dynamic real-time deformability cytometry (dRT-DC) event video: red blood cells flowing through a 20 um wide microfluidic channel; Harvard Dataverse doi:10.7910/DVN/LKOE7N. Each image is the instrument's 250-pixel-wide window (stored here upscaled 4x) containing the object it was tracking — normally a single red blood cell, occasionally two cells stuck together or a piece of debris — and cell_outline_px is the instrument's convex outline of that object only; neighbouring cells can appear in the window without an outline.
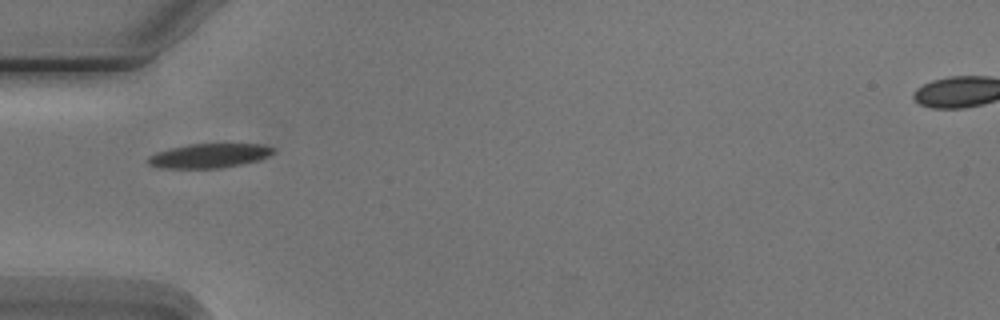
{"species": "Egyptian fruit bat (a non-hibernating species)", "species_latin": "Rousettus aegyptiacus", "temperature_condition": "cold", "stored_images_in_passage": 3, "camera_frame_rate_fps": 3000, "um_per_image_px": 0.085, "animal": {"sex": "male"}, "frame": {"image": 1, "passage_image": 1, "time_ms": 0.0, "image_size_px": [1000, 320], "cell_outline_px": [[276, 152], [260, 160], [220, 168], [160, 168], [148, 164], [144, 160], [148, 156], [156, 152], [168, 148], [188, 144], [264, 144], [276, 148]], "centroid_in_image_um": [17.76, 13.23], "position_along_channel_um": 67.2, "area_um2": 18.03}}
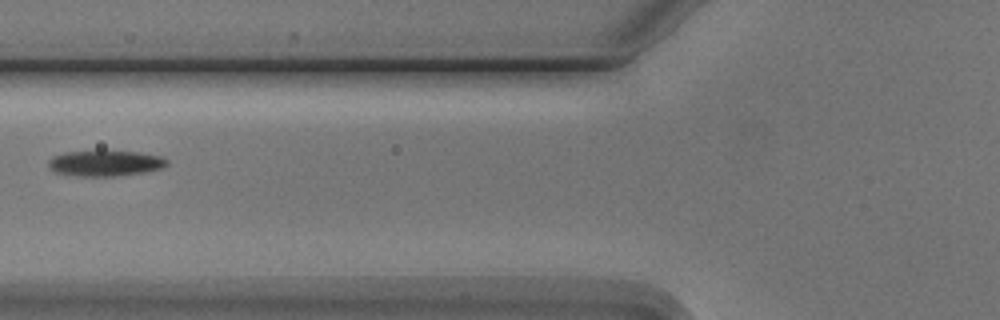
{"frame": {"image": 2, "passage_image": 2, "time_ms": 1.333, "image_size_px": [1000, 320], "cell_outline_px": [[168, 164], [164, 168], [144, 172], [112, 176], [76, 176], [56, 172], [48, 168], [48, 160], [52, 156], [64, 152], [140, 152], [160, 156], [168, 160]], "centroid_in_image_um": [8.94, 13.89], "position_along_channel_um": 116.9, "area_um2": 17.57}}
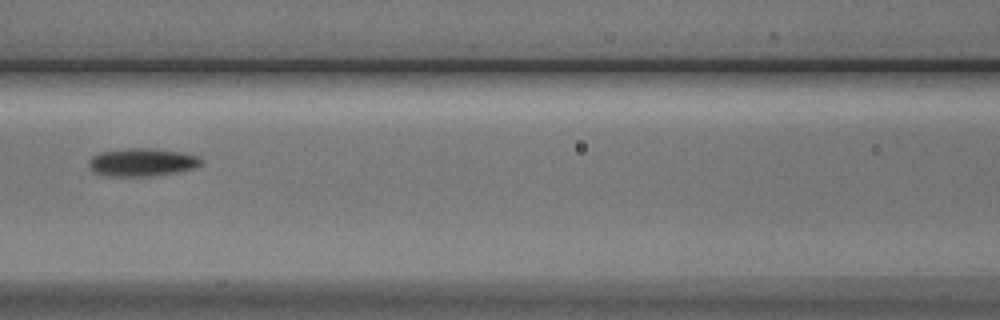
{"frame": {"image": 3, "passage_image": 3, "time_ms": 2.333, "image_size_px": [1000, 320], "cell_outline_px": [[200, 164], [192, 168], [176, 172], [152, 176], [112, 176], [92, 172], [88, 168], [88, 160], [92, 156], [100, 152], [124, 148], [148, 148], [180, 152], [200, 156]], "centroid_in_image_um": [12.0, 13.79], "position_along_channel_um": 154.6, "area_um2": 18.26}}